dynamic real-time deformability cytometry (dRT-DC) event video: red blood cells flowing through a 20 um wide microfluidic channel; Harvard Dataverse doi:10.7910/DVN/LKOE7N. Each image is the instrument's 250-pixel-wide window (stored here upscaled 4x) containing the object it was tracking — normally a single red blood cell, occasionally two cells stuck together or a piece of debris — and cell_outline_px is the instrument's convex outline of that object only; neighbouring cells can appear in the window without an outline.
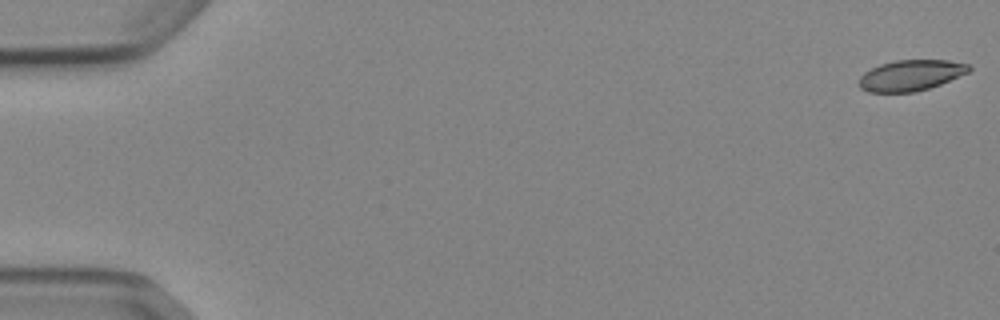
{"species": "Egyptian fruit bat (a non-hibernating species)", "species_latin": "Rousettus aegyptiacus", "temperature_condition": "cold", "stored_images_in_passage": 53, "camera_frame_rate_fps": 3000, "um_per_image_px": 0.085, "animal": {"sex": "female"}, "frame": {"image": 1, "passage_image": 1, "time_ms": 0.0, "image_size_px": [1000, 320], "cell_outline_px": [[972, 68], [968, 72], [940, 84], [916, 92], [868, 92], [860, 88], [860, 76], [864, 72], [880, 64], [896, 60], [948, 60], [968, 64]], "centroid_in_image_um": [77.41, 6.4], "position_along_channel_um": 7.6, "area_um2": 19.59}}
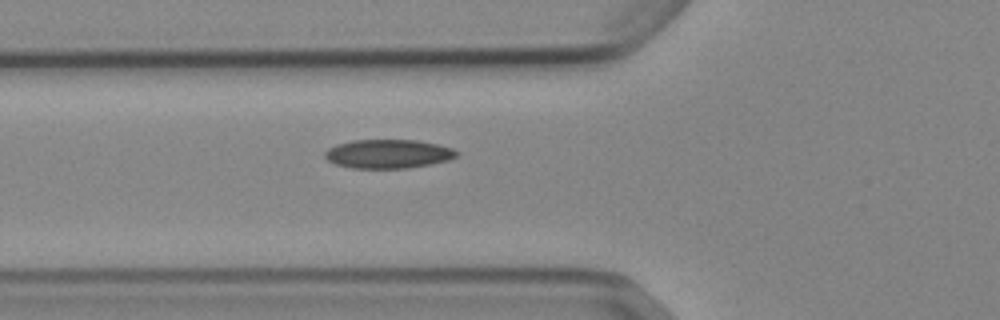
{"frame": {"image": 2, "passage_image": 20, "time_ms": 6.333, "image_size_px": [1000, 320], "cell_outline_px": [[460, 152], [456, 156], [448, 160], [408, 168], [352, 168], [336, 164], [328, 160], [324, 156], [324, 152], [328, 148], [336, 144], [352, 140], [416, 140], [436, 144], [452, 148]], "centroid_in_image_um": [32.97, 13.07], "position_along_channel_um": 92.8, "area_um2": 22.08}}
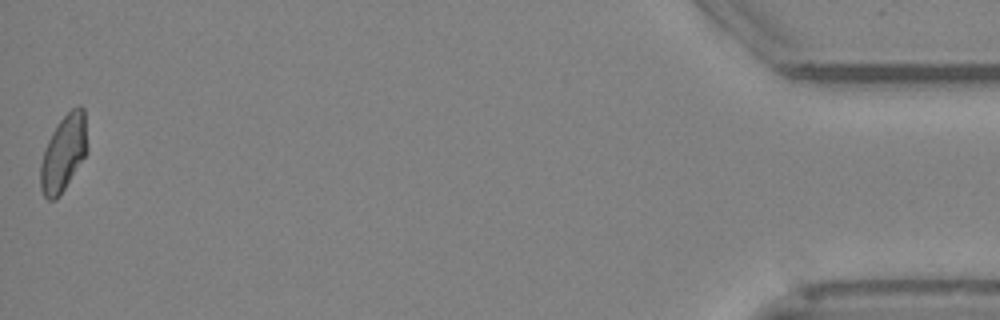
{"frame": {"image": 3, "passage_image": 53, "time_ms": 17.333, "image_size_px": [1000, 320], "cell_outline_px": [[88, 152], [60, 196], [56, 200], [48, 200], [44, 196], [40, 188], [40, 164], [44, 148], [52, 132], [60, 120], [72, 108], [80, 104], [84, 108], [88, 148]], "centroid_in_image_um": [5.41, 13.02], "position_along_channel_um": 429.8, "area_um2": 21.1}, "authors_computed_cell_mechanics": {"area_um2": 21.097, "velocity_mm_per_s": 3.8769, "shape_relaxation_time_tau1_ms": null, "shape_relaxation_time_tau2_ms": 5.7825, "deformation_change_tau1": null, "deformation_change_tau2": 0.1125}}